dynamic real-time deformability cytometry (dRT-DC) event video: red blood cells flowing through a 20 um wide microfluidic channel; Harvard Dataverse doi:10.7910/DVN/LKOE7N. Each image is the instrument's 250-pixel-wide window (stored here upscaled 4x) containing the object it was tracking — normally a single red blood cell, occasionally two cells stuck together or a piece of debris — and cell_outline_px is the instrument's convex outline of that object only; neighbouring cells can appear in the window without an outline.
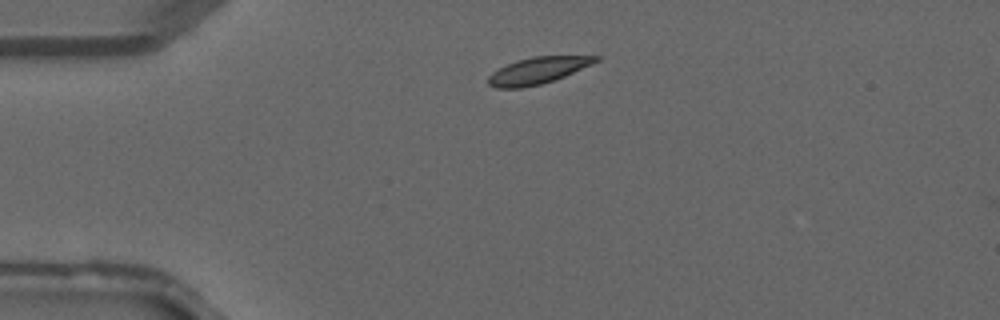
{"species": "common noctule bat (a hibernating species)", "species_latin": "Nyctalus noctula", "temperature_condition": "warm", "stored_images_in_passage": 30, "camera_frame_rate_fps": 3000, "um_per_image_px": 0.085, "animal": {"sex": "male", "forearm_length_mm": 52.5}, "frame": {"image": 1, "passage_image": 4, "time_ms": 1.0, "image_size_px": [1000, 320], "cell_outline_px": [[600, 60], [564, 76], [540, 84], [520, 88], [496, 88], [488, 84], [488, 76], [492, 72], [516, 60], [532, 56], [600, 56]], "centroid_in_image_um": [45.68, 5.99], "position_along_channel_um": 39.3, "area_um2": 16.42}}
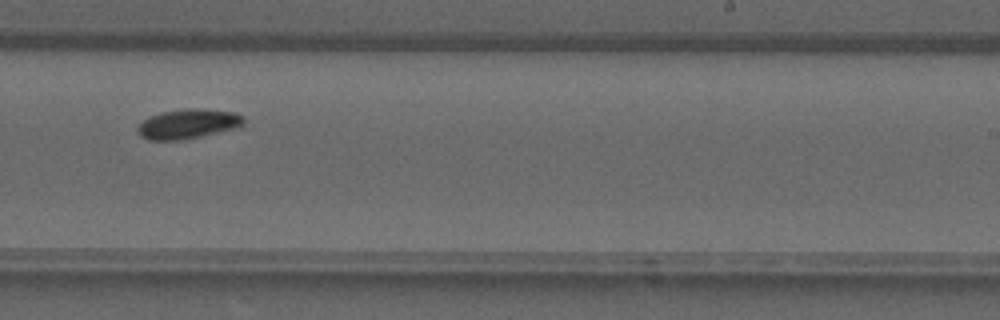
{"frame": {"image": 2, "passage_image": 20, "time_ms": 6.333, "image_size_px": [1000, 320], "cell_outline_px": [[244, 124], [240, 128], [184, 140], [148, 140], [140, 136], [136, 128], [144, 120], [160, 112], [188, 108], [196, 108], [236, 112], [244, 116]], "centroid_in_image_um": [16.04, 10.54], "position_along_channel_um": 273.0, "area_um2": 18.61}}
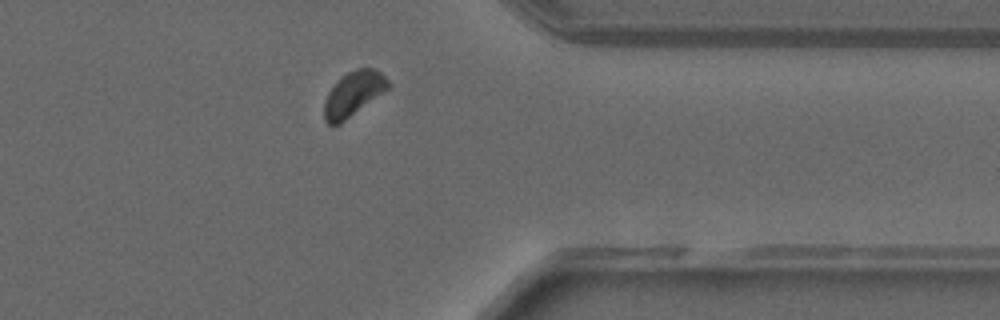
{"frame": {"image": 3, "passage_image": 27, "time_ms": 8.667, "image_size_px": [1000, 320], "cell_outline_px": [[392, 84], [388, 88], [340, 124], [328, 124], [324, 120], [324, 104], [328, 92], [340, 76], [356, 68], [376, 68]], "centroid_in_image_um": [30.02, 7.95], "position_along_channel_um": 381.4, "area_um2": 16.47}}